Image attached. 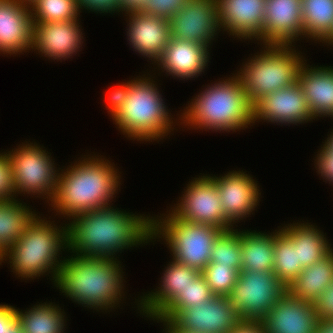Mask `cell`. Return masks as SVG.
Here are the masks:
<instances>
[{
	"mask_svg": "<svg viewBox=\"0 0 333 333\" xmlns=\"http://www.w3.org/2000/svg\"><path fill=\"white\" fill-rule=\"evenodd\" d=\"M131 213L109 206L72 216L67 224L66 251L117 259L124 249L154 242L153 217Z\"/></svg>",
	"mask_w": 333,
	"mask_h": 333,
	"instance_id": "1",
	"label": "cell"
},
{
	"mask_svg": "<svg viewBox=\"0 0 333 333\" xmlns=\"http://www.w3.org/2000/svg\"><path fill=\"white\" fill-rule=\"evenodd\" d=\"M85 156L59 171L57 187L48 204L50 210L53 207L66 219L113 205L114 195L120 190L121 176L115 164L95 153Z\"/></svg>",
	"mask_w": 333,
	"mask_h": 333,
	"instance_id": "2",
	"label": "cell"
},
{
	"mask_svg": "<svg viewBox=\"0 0 333 333\" xmlns=\"http://www.w3.org/2000/svg\"><path fill=\"white\" fill-rule=\"evenodd\" d=\"M67 257L63 258L54 283L60 293L97 312L117 309L125 299L121 262L116 258L76 254Z\"/></svg>",
	"mask_w": 333,
	"mask_h": 333,
	"instance_id": "3",
	"label": "cell"
},
{
	"mask_svg": "<svg viewBox=\"0 0 333 333\" xmlns=\"http://www.w3.org/2000/svg\"><path fill=\"white\" fill-rule=\"evenodd\" d=\"M207 85L188 101L176 124L188 129L235 132L253 126V105L236 74ZM190 103V104H189ZM182 116V117H181ZM190 127V128H189Z\"/></svg>",
	"mask_w": 333,
	"mask_h": 333,
	"instance_id": "4",
	"label": "cell"
},
{
	"mask_svg": "<svg viewBox=\"0 0 333 333\" xmlns=\"http://www.w3.org/2000/svg\"><path fill=\"white\" fill-rule=\"evenodd\" d=\"M46 219L37 216L24 234L0 254V264L8 261L11 272L23 280L48 274L53 283L57 279L63 262L59 255L67 250V223L60 227Z\"/></svg>",
	"mask_w": 333,
	"mask_h": 333,
	"instance_id": "5",
	"label": "cell"
},
{
	"mask_svg": "<svg viewBox=\"0 0 333 333\" xmlns=\"http://www.w3.org/2000/svg\"><path fill=\"white\" fill-rule=\"evenodd\" d=\"M137 77L129 80L127 98L112 117L113 122L130 140L140 142L158 140L159 142L165 136L168 138V135H171L170 133L175 129V123L180 118L176 117L174 120L169 115L171 113L157 88L158 84L149 73L147 77L145 74Z\"/></svg>",
	"mask_w": 333,
	"mask_h": 333,
	"instance_id": "6",
	"label": "cell"
},
{
	"mask_svg": "<svg viewBox=\"0 0 333 333\" xmlns=\"http://www.w3.org/2000/svg\"><path fill=\"white\" fill-rule=\"evenodd\" d=\"M262 46L260 52L243 62L235 73L252 105L264 95L297 83L300 69L306 61L295 45Z\"/></svg>",
	"mask_w": 333,
	"mask_h": 333,
	"instance_id": "7",
	"label": "cell"
},
{
	"mask_svg": "<svg viewBox=\"0 0 333 333\" xmlns=\"http://www.w3.org/2000/svg\"><path fill=\"white\" fill-rule=\"evenodd\" d=\"M156 216H153V240L163 239L174 261L201 272L210 262L214 242L223 230L179 219L170 210Z\"/></svg>",
	"mask_w": 333,
	"mask_h": 333,
	"instance_id": "8",
	"label": "cell"
},
{
	"mask_svg": "<svg viewBox=\"0 0 333 333\" xmlns=\"http://www.w3.org/2000/svg\"><path fill=\"white\" fill-rule=\"evenodd\" d=\"M43 147L36 142L26 141L7 152L10 157L13 187L17 197L18 194L23 193L24 196L26 193L32 197L35 195L38 198L42 197L43 200L47 198V203L51 202L61 168L55 167L54 159Z\"/></svg>",
	"mask_w": 333,
	"mask_h": 333,
	"instance_id": "9",
	"label": "cell"
},
{
	"mask_svg": "<svg viewBox=\"0 0 333 333\" xmlns=\"http://www.w3.org/2000/svg\"><path fill=\"white\" fill-rule=\"evenodd\" d=\"M286 290L273 272L241 270L228 298L242 320L261 321Z\"/></svg>",
	"mask_w": 333,
	"mask_h": 333,
	"instance_id": "10",
	"label": "cell"
},
{
	"mask_svg": "<svg viewBox=\"0 0 333 333\" xmlns=\"http://www.w3.org/2000/svg\"><path fill=\"white\" fill-rule=\"evenodd\" d=\"M170 211L179 219L192 223L209 224L220 229L234 228L223 213L216 183L211 175L202 174L188 182Z\"/></svg>",
	"mask_w": 333,
	"mask_h": 333,
	"instance_id": "11",
	"label": "cell"
},
{
	"mask_svg": "<svg viewBox=\"0 0 333 333\" xmlns=\"http://www.w3.org/2000/svg\"><path fill=\"white\" fill-rule=\"evenodd\" d=\"M171 38L211 48L221 31L216 0H188L170 19Z\"/></svg>",
	"mask_w": 333,
	"mask_h": 333,
	"instance_id": "12",
	"label": "cell"
},
{
	"mask_svg": "<svg viewBox=\"0 0 333 333\" xmlns=\"http://www.w3.org/2000/svg\"><path fill=\"white\" fill-rule=\"evenodd\" d=\"M252 107L253 125L255 122L268 121L290 126L315 120L298 83L262 96Z\"/></svg>",
	"mask_w": 333,
	"mask_h": 333,
	"instance_id": "13",
	"label": "cell"
},
{
	"mask_svg": "<svg viewBox=\"0 0 333 333\" xmlns=\"http://www.w3.org/2000/svg\"><path fill=\"white\" fill-rule=\"evenodd\" d=\"M242 319L227 296L182 310L171 322L189 333H229Z\"/></svg>",
	"mask_w": 333,
	"mask_h": 333,
	"instance_id": "14",
	"label": "cell"
},
{
	"mask_svg": "<svg viewBox=\"0 0 333 333\" xmlns=\"http://www.w3.org/2000/svg\"><path fill=\"white\" fill-rule=\"evenodd\" d=\"M211 177L216 183L225 218L232 225L253 214L261 201V192L251 175L233 170L223 176Z\"/></svg>",
	"mask_w": 333,
	"mask_h": 333,
	"instance_id": "15",
	"label": "cell"
},
{
	"mask_svg": "<svg viewBox=\"0 0 333 333\" xmlns=\"http://www.w3.org/2000/svg\"><path fill=\"white\" fill-rule=\"evenodd\" d=\"M78 20L63 22H41L32 25V51L55 60H66L81 51L83 41L82 25ZM79 50V51H78ZM75 54V55H74Z\"/></svg>",
	"mask_w": 333,
	"mask_h": 333,
	"instance_id": "16",
	"label": "cell"
},
{
	"mask_svg": "<svg viewBox=\"0 0 333 333\" xmlns=\"http://www.w3.org/2000/svg\"><path fill=\"white\" fill-rule=\"evenodd\" d=\"M303 37L301 0H266L260 46L292 45Z\"/></svg>",
	"mask_w": 333,
	"mask_h": 333,
	"instance_id": "17",
	"label": "cell"
},
{
	"mask_svg": "<svg viewBox=\"0 0 333 333\" xmlns=\"http://www.w3.org/2000/svg\"><path fill=\"white\" fill-rule=\"evenodd\" d=\"M261 321L266 333H316L319 319L313 302L286 290Z\"/></svg>",
	"mask_w": 333,
	"mask_h": 333,
	"instance_id": "18",
	"label": "cell"
},
{
	"mask_svg": "<svg viewBox=\"0 0 333 333\" xmlns=\"http://www.w3.org/2000/svg\"><path fill=\"white\" fill-rule=\"evenodd\" d=\"M222 32L255 41L263 34L266 0H216Z\"/></svg>",
	"mask_w": 333,
	"mask_h": 333,
	"instance_id": "19",
	"label": "cell"
},
{
	"mask_svg": "<svg viewBox=\"0 0 333 333\" xmlns=\"http://www.w3.org/2000/svg\"><path fill=\"white\" fill-rule=\"evenodd\" d=\"M124 14L129 16L126 17L128 26L126 32L131 48L155 64L169 44L170 20L145 15L139 11H129Z\"/></svg>",
	"mask_w": 333,
	"mask_h": 333,
	"instance_id": "20",
	"label": "cell"
},
{
	"mask_svg": "<svg viewBox=\"0 0 333 333\" xmlns=\"http://www.w3.org/2000/svg\"><path fill=\"white\" fill-rule=\"evenodd\" d=\"M32 25L29 5L19 0H0V54L30 52Z\"/></svg>",
	"mask_w": 333,
	"mask_h": 333,
	"instance_id": "21",
	"label": "cell"
},
{
	"mask_svg": "<svg viewBox=\"0 0 333 333\" xmlns=\"http://www.w3.org/2000/svg\"><path fill=\"white\" fill-rule=\"evenodd\" d=\"M201 272L172 259L163 271L160 286L136 299L140 315L154 320Z\"/></svg>",
	"mask_w": 333,
	"mask_h": 333,
	"instance_id": "22",
	"label": "cell"
},
{
	"mask_svg": "<svg viewBox=\"0 0 333 333\" xmlns=\"http://www.w3.org/2000/svg\"><path fill=\"white\" fill-rule=\"evenodd\" d=\"M209 48L203 44L170 38L162 56L153 65H157L162 73L166 71L167 76L174 79H195L208 67Z\"/></svg>",
	"mask_w": 333,
	"mask_h": 333,
	"instance_id": "23",
	"label": "cell"
},
{
	"mask_svg": "<svg viewBox=\"0 0 333 333\" xmlns=\"http://www.w3.org/2000/svg\"><path fill=\"white\" fill-rule=\"evenodd\" d=\"M306 62L300 69L297 83L305 95L309 110L315 119H333V66L312 67Z\"/></svg>",
	"mask_w": 333,
	"mask_h": 333,
	"instance_id": "24",
	"label": "cell"
},
{
	"mask_svg": "<svg viewBox=\"0 0 333 333\" xmlns=\"http://www.w3.org/2000/svg\"><path fill=\"white\" fill-rule=\"evenodd\" d=\"M311 223L299 221L286 224L282 228L297 247L298 262L303 268L311 266L328 255L333 248L324 233ZM328 240V241H327Z\"/></svg>",
	"mask_w": 333,
	"mask_h": 333,
	"instance_id": "25",
	"label": "cell"
},
{
	"mask_svg": "<svg viewBox=\"0 0 333 333\" xmlns=\"http://www.w3.org/2000/svg\"><path fill=\"white\" fill-rule=\"evenodd\" d=\"M275 231L240 230L241 270L273 272Z\"/></svg>",
	"mask_w": 333,
	"mask_h": 333,
	"instance_id": "26",
	"label": "cell"
},
{
	"mask_svg": "<svg viewBox=\"0 0 333 333\" xmlns=\"http://www.w3.org/2000/svg\"><path fill=\"white\" fill-rule=\"evenodd\" d=\"M333 282V250L311 266L303 268L287 290L295 297L314 302Z\"/></svg>",
	"mask_w": 333,
	"mask_h": 333,
	"instance_id": "27",
	"label": "cell"
},
{
	"mask_svg": "<svg viewBox=\"0 0 333 333\" xmlns=\"http://www.w3.org/2000/svg\"><path fill=\"white\" fill-rule=\"evenodd\" d=\"M38 215L17 199L0 201V254L14 244Z\"/></svg>",
	"mask_w": 333,
	"mask_h": 333,
	"instance_id": "28",
	"label": "cell"
},
{
	"mask_svg": "<svg viewBox=\"0 0 333 333\" xmlns=\"http://www.w3.org/2000/svg\"><path fill=\"white\" fill-rule=\"evenodd\" d=\"M52 302L39 303L27 310L16 308L23 333H65V312Z\"/></svg>",
	"mask_w": 333,
	"mask_h": 333,
	"instance_id": "29",
	"label": "cell"
},
{
	"mask_svg": "<svg viewBox=\"0 0 333 333\" xmlns=\"http://www.w3.org/2000/svg\"><path fill=\"white\" fill-rule=\"evenodd\" d=\"M304 38L327 44L333 37V0H301Z\"/></svg>",
	"mask_w": 333,
	"mask_h": 333,
	"instance_id": "30",
	"label": "cell"
},
{
	"mask_svg": "<svg viewBox=\"0 0 333 333\" xmlns=\"http://www.w3.org/2000/svg\"><path fill=\"white\" fill-rule=\"evenodd\" d=\"M273 273L288 287L303 267L298 262L297 247L291 237L281 228L275 230Z\"/></svg>",
	"mask_w": 333,
	"mask_h": 333,
	"instance_id": "31",
	"label": "cell"
},
{
	"mask_svg": "<svg viewBox=\"0 0 333 333\" xmlns=\"http://www.w3.org/2000/svg\"><path fill=\"white\" fill-rule=\"evenodd\" d=\"M214 296L200 273L153 321H172L182 310L200 306Z\"/></svg>",
	"mask_w": 333,
	"mask_h": 333,
	"instance_id": "32",
	"label": "cell"
},
{
	"mask_svg": "<svg viewBox=\"0 0 333 333\" xmlns=\"http://www.w3.org/2000/svg\"><path fill=\"white\" fill-rule=\"evenodd\" d=\"M29 6L33 23L77 20L81 13L76 0H35Z\"/></svg>",
	"mask_w": 333,
	"mask_h": 333,
	"instance_id": "33",
	"label": "cell"
},
{
	"mask_svg": "<svg viewBox=\"0 0 333 333\" xmlns=\"http://www.w3.org/2000/svg\"><path fill=\"white\" fill-rule=\"evenodd\" d=\"M210 262L241 271L240 229L231 228L220 233L212 247Z\"/></svg>",
	"mask_w": 333,
	"mask_h": 333,
	"instance_id": "34",
	"label": "cell"
},
{
	"mask_svg": "<svg viewBox=\"0 0 333 333\" xmlns=\"http://www.w3.org/2000/svg\"><path fill=\"white\" fill-rule=\"evenodd\" d=\"M201 274L215 296L228 297L237 282L239 271L218 262H209Z\"/></svg>",
	"mask_w": 333,
	"mask_h": 333,
	"instance_id": "35",
	"label": "cell"
},
{
	"mask_svg": "<svg viewBox=\"0 0 333 333\" xmlns=\"http://www.w3.org/2000/svg\"><path fill=\"white\" fill-rule=\"evenodd\" d=\"M188 0H146L138 10L145 15L170 20Z\"/></svg>",
	"mask_w": 333,
	"mask_h": 333,
	"instance_id": "36",
	"label": "cell"
},
{
	"mask_svg": "<svg viewBox=\"0 0 333 333\" xmlns=\"http://www.w3.org/2000/svg\"><path fill=\"white\" fill-rule=\"evenodd\" d=\"M16 198L10 157L6 151L0 152V201Z\"/></svg>",
	"mask_w": 333,
	"mask_h": 333,
	"instance_id": "37",
	"label": "cell"
},
{
	"mask_svg": "<svg viewBox=\"0 0 333 333\" xmlns=\"http://www.w3.org/2000/svg\"><path fill=\"white\" fill-rule=\"evenodd\" d=\"M323 143L315 156L314 166L323 181L325 179L333 186V150L325 142Z\"/></svg>",
	"mask_w": 333,
	"mask_h": 333,
	"instance_id": "38",
	"label": "cell"
},
{
	"mask_svg": "<svg viewBox=\"0 0 333 333\" xmlns=\"http://www.w3.org/2000/svg\"><path fill=\"white\" fill-rule=\"evenodd\" d=\"M108 93L105 96V105L108 110V114L111 118L117 113V111L123 106L129 91V80L125 83H118L117 86L108 89Z\"/></svg>",
	"mask_w": 333,
	"mask_h": 333,
	"instance_id": "39",
	"label": "cell"
},
{
	"mask_svg": "<svg viewBox=\"0 0 333 333\" xmlns=\"http://www.w3.org/2000/svg\"><path fill=\"white\" fill-rule=\"evenodd\" d=\"M80 12L83 9L89 12L98 13H119L121 11V5L119 0H76ZM82 9V10H81Z\"/></svg>",
	"mask_w": 333,
	"mask_h": 333,
	"instance_id": "40",
	"label": "cell"
},
{
	"mask_svg": "<svg viewBox=\"0 0 333 333\" xmlns=\"http://www.w3.org/2000/svg\"><path fill=\"white\" fill-rule=\"evenodd\" d=\"M319 320H333V282L313 302Z\"/></svg>",
	"mask_w": 333,
	"mask_h": 333,
	"instance_id": "41",
	"label": "cell"
},
{
	"mask_svg": "<svg viewBox=\"0 0 333 333\" xmlns=\"http://www.w3.org/2000/svg\"><path fill=\"white\" fill-rule=\"evenodd\" d=\"M17 318L16 308L0 304V333H7V327Z\"/></svg>",
	"mask_w": 333,
	"mask_h": 333,
	"instance_id": "42",
	"label": "cell"
},
{
	"mask_svg": "<svg viewBox=\"0 0 333 333\" xmlns=\"http://www.w3.org/2000/svg\"><path fill=\"white\" fill-rule=\"evenodd\" d=\"M229 333H266L262 321L242 320Z\"/></svg>",
	"mask_w": 333,
	"mask_h": 333,
	"instance_id": "43",
	"label": "cell"
},
{
	"mask_svg": "<svg viewBox=\"0 0 333 333\" xmlns=\"http://www.w3.org/2000/svg\"><path fill=\"white\" fill-rule=\"evenodd\" d=\"M145 2L146 0H119L122 14L123 12L138 11Z\"/></svg>",
	"mask_w": 333,
	"mask_h": 333,
	"instance_id": "44",
	"label": "cell"
},
{
	"mask_svg": "<svg viewBox=\"0 0 333 333\" xmlns=\"http://www.w3.org/2000/svg\"><path fill=\"white\" fill-rule=\"evenodd\" d=\"M316 333H333V320H319Z\"/></svg>",
	"mask_w": 333,
	"mask_h": 333,
	"instance_id": "45",
	"label": "cell"
},
{
	"mask_svg": "<svg viewBox=\"0 0 333 333\" xmlns=\"http://www.w3.org/2000/svg\"><path fill=\"white\" fill-rule=\"evenodd\" d=\"M157 323H163L164 333H189L179 330L171 321H157Z\"/></svg>",
	"mask_w": 333,
	"mask_h": 333,
	"instance_id": "46",
	"label": "cell"
},
{
	"mask_svg": "<svg viewBox=\"0 0 333 333\" xmlns=\"http://www.w3.org/2000/svg\"><path fill=\"white\" fill-rule=\"evenodd\" d=\"M7 333H23L22 325L20 324L18 318H16L8 327Z\"/></svg>",
	"mask_w": 333,
	"mask_h": 333,
	"instance_id": "47",
	"label": "cell"
},
{
	"mask_svg": "<svg viewBox=\"0 0 333 333\" xmlns=\"http://www.w3.org/2000/svg\"><path fill=\"white\" fill-rule=\"evenodd\" d=\"M331 134L328 135V138L325 140V143L333 150V129Z\"/></svg>",
	"mask_w": 333,
	"mask_h": 333,
	"instance_id": "48",
	"label": "cell"
},
{
	"mask_svg": "<svg viewBox=\"0 0 333 333\" xmlns=\"http://www.w3.org/2000/svg\"><path fill=\"white\" fill-rule=\"evenodd\" d=\"M21 3H24L25 5H30L35 0H19Z\"/></svg>",
	"mask_w": 333,
	"mask_h": 333,
	"instance_id": "49",
	"label": "cell"
},
{
	"mask_svg": "<svg viewBox=\"0 0 333 333\" xmlns=\"http://www.w3.org/2000/svg\"><path fill=\"white\" fill-rule=\"evenodd\" d=\"M332 46L333 45V37H332V39L328 42V44H327V46Z\"/></svg>",
	"mask_w": 333,
	"mask_h": 333,
	"instance_id": "50",
	"label": "cell"
}]
</instances>
